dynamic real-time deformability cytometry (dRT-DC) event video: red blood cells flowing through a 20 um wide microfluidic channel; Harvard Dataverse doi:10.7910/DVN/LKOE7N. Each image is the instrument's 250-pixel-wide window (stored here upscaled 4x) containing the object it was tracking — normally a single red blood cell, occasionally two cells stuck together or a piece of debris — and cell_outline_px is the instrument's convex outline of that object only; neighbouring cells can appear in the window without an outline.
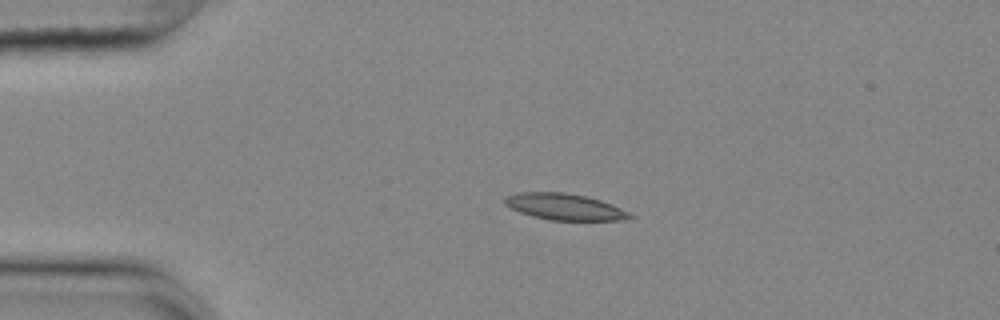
{"species": "common noctule bat (a hibernating species)", "species_latin": "Nyctalus noctula", "temperature_condition": "cold", "stored_images_in_passage": 45, "camera_frame_rate_fps": 3000, "um_per_image_px": 0.085, "animal": {"sex": "female", "body_mass_g": 25.1}, "frame": {"image": 1, "passage_image": 1, "time_ms": 0.0, "image_size_px": [1000, 320], "cell_outline_px": [[636, 216], [616, 220], [552, 220], [532, 216], [520, 212], [504, 204], [504, 196], [520, 192], [564, 192], [584, 196], [600, 200], [612, 204], [632, 212]], "centroid_in_image_um": [48.0, 17.57], "position_along_channel_um": 37.0, "area_um2": 19.19}}
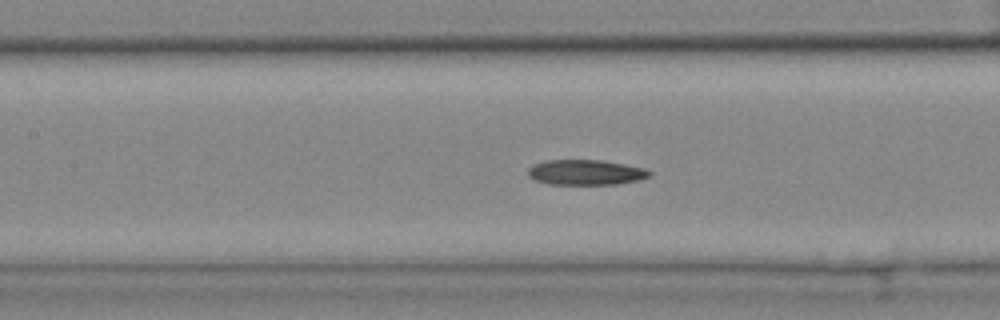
{"frame": {"image": 2, "passage_image": 14, "time_ms": 4.333, "image_size_px": [1000, 320], "cell_outline_px": [[652, 176], [640, 180], [616, 184], [548, 184], [536, 180], [528, 176], [528, 168], [532, 164], [548, 160], [600, 160], [624, 164], [644, 168], [652, 172]], "centroid_in_image_um": [49.8, 14.65], "position_along_channel_um": 157.6, "area_um2": 17.92}}
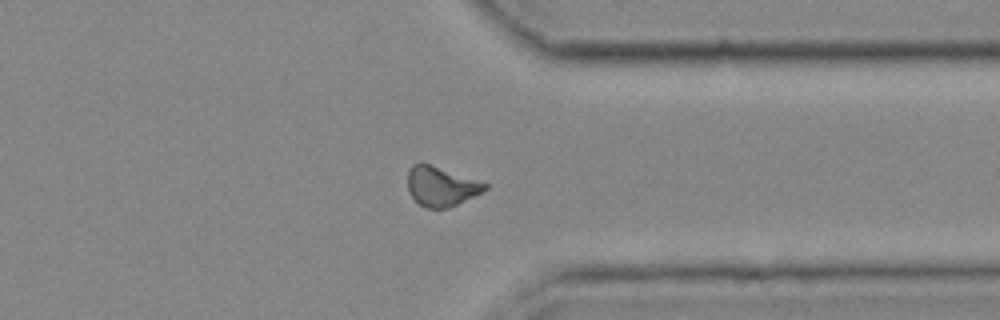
{"frame": {"image": 3, "passage_image": 32, "time_ms": 10.333, "image_size_px": [1000, 320], "cell_outline_px": [[488, 188], [448, 208], [424, 208], [408, 192], [408, 168], [412, 164], [420, 160], [488, 184]], "centroid_in_image_um": [37.43, 15.8], "position_along_channel_um": 374.0, "area_um2": 17.74}}